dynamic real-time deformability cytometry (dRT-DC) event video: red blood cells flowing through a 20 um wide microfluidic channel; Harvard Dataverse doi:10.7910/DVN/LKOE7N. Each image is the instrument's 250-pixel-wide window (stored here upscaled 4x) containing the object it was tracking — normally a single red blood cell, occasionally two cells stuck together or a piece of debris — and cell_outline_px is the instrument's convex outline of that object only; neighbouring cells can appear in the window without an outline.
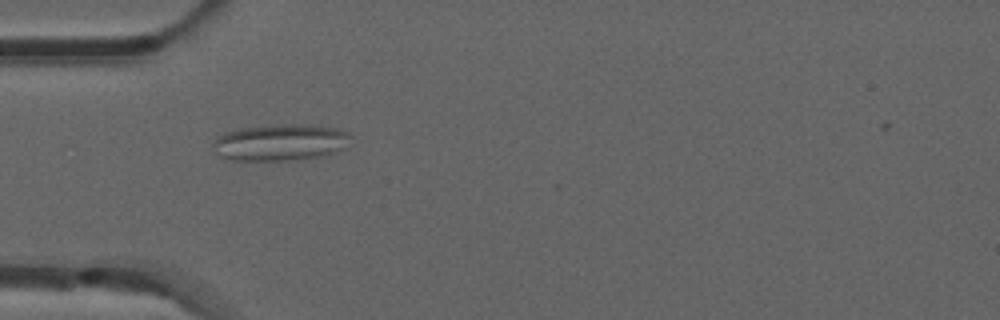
{"species": "common noctule bat (a hibernating species)", "species_latin": "Nyctalus noctula", "temperature_condition": "room temperature", "stored_images_in_passage": 12, "camera_frame_rate_fps": 3000, "um_per_image_px": 0.085, "animal": {"sex": "male", "forearm_length_mm": 52.5}, "frame": {"image": 1, "passage_image": 3, "time_ms": 0.667, "image_size_px": [1000, 320], "cell_outline_px": [[352, 136], [344, 148], [324, 156], [284, 160], [232, 160], [220, 156], [212, 148], [212, 144], [224, 132], [240, 128], [280, 124], [308, 124], [336, 128], [348, 132]], "centroid_in_image_um": [23.84, 12.09], "position_along_channel_um": 61.2, "area_um2": 29.3}}
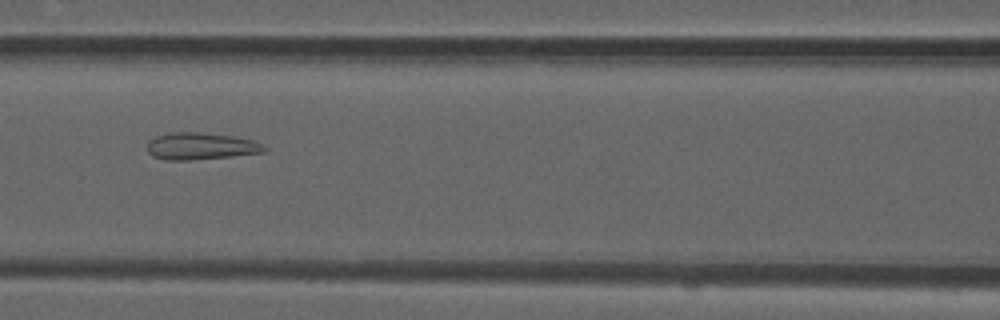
{"frame": {"image": 2, "passage_image": 10, "time_ms": 3.0, "image_size_px": [1000, 320], "cell_outline_px": [[268, 148], [264, 152], [232, 156], [192, 160], [164, 160], [152, 156], [148, 152], [148, 140], [156, 136], [172, 132], [200, 132], [232, 136], [252, 140]], "centroid_in_image_um": [17.03, 12.43], "position_along_channel_um": 149.6, "area_um2": 18.38}}